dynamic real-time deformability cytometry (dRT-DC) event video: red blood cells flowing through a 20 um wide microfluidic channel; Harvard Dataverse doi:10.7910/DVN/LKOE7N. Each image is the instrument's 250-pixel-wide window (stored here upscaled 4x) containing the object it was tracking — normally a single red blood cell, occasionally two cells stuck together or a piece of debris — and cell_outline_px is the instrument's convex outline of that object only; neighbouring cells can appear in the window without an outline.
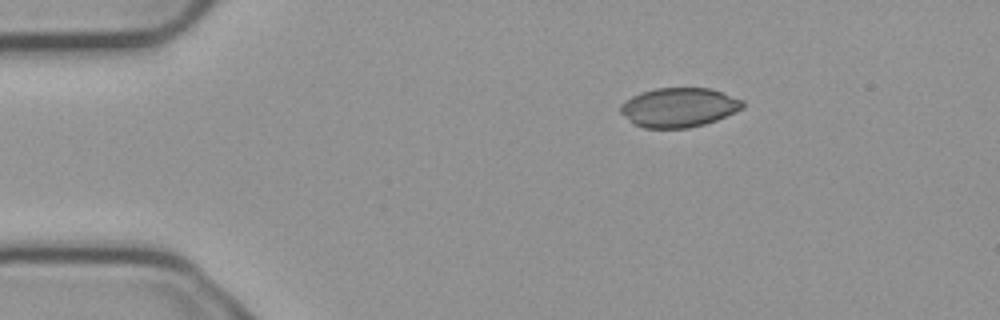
{"species": "common noctule bat (a hibernating species)", "species_latin": "Nyctalus noctula", "temperature_condition": "cold", "stored_images_in_passage": 3, "camera_frame_rate_fps": 3000, "um_per_image_px": 0.085, "animal": {"sex": "male", "body_mass_g": 23.1, "forearm_length_mm": 52.7}, "frame": {"image": 1, "passage_image": 1, "time_ms": 0.0, "image_size_px": [1000, 320], "cell_outline_px": [[744, 108], [736, 112], [716, 120], [704, 124], [688, 128], [644, 128], [632, 124], [620, 112], [620, 104], [632, 96], [656, 88], [712, 88], [744, 100]], "centroid_in_image_um": [57.72, 9.13], "position_along_channel_um": 27.3, "area_um2": 28.15}}